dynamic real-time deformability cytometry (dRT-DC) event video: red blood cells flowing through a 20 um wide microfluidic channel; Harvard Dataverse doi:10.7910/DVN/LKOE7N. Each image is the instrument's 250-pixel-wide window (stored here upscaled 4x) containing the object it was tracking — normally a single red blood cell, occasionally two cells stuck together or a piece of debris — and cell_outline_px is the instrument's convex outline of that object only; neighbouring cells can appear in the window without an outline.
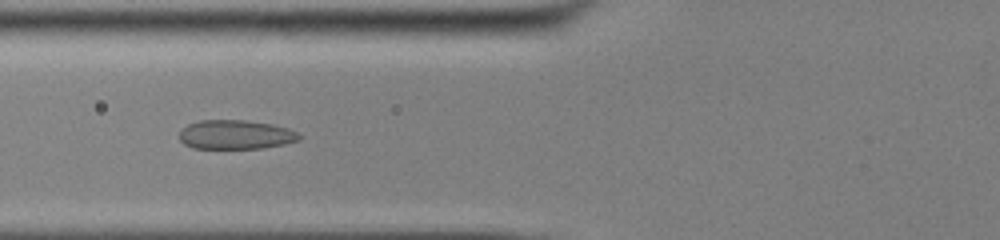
{"species": "common noctule bat (a hibernating species)", "species_latin": "Nyctalus noctula", "temperature_condition": "cold", "stored_images_in_passage": 52, "camera_frame_rate_fps": 3000, "um_per_image_px": 0.085, "animal": {"sex": "male", "body_mass_g": 13.0, "forearm_length_mm": 53.1}, "frame": {"image": 1, "passage_image": 21, "time_ms": 6.667, "image_size_px": [1000, 240], "cell_outline_px": [[300, 140], [284, 144], [264, 148], [192, 148], [184, 144], [180, 140], [180, 132], [188, 124], [200, 120], [244, 120], [272, 124], [288, 128], [296, 132], [300, 136]], "centroid_in_image_um": [20.03, 11.44], "position_along_channel_um": 105.8, "area_um2": 20.29}}
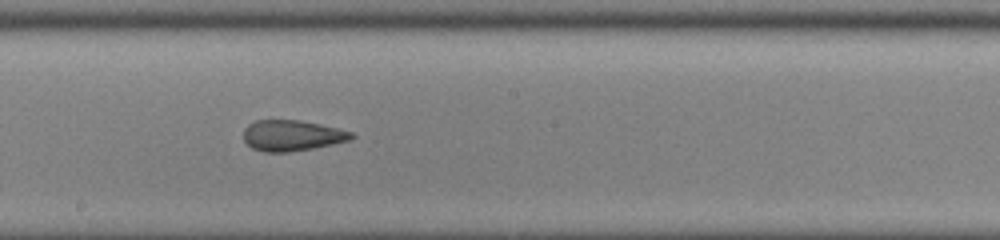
{"frame": {"image": 2, "passage_image": 30, "time_ms": 9.667, "image_size_px": [1000, 240], "cell_outline_px": [[356, 136], [352, 140], [312, 148], [288, 152], [264, 152], [252, 148], [244, 140], [244, 128], [248, 124], [256, 120], [300, 120], [320, 124], [352, 132]], "centroid_in_image_um": [24.82, 11.52], "position_along_channel_um": 223.4, "area_um2": 19.36}}
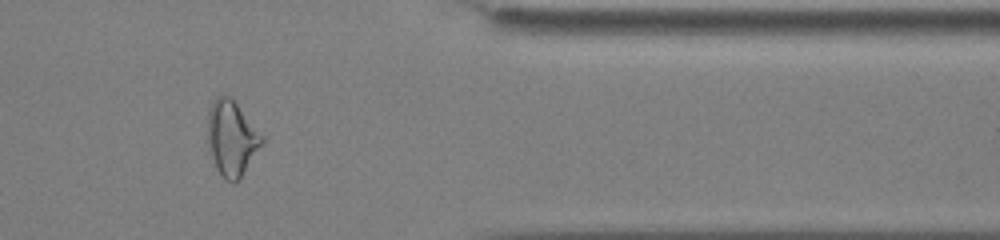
{"frame": {"image": 3, "passage_image": 44, "time_ms": 14.333, "image_size_px": [1000, 240], "cell_outline_px": [[264, 144], [240, 176], [236, 180], [224, 180], [216, 168], [208, 144], [208, 108], [212, 100], [216, 96], [232, 96], [264, 136]], "centroid_in_image_um": [19.71, 11.67], "position_along_channel_um": 391.7, "area_um2": 23.81}, "authors_computed_cell_mechanics": {"area_um2": 22.7443, "velocity_mm_per_s": 3.9145, "shape_relaxation_time_tau1_ms": null, "shape_relaxation_time_tau2_ms": 1.5337, "deformation_change_tau1": null, "deformation_change_tau2": 0.0737}}